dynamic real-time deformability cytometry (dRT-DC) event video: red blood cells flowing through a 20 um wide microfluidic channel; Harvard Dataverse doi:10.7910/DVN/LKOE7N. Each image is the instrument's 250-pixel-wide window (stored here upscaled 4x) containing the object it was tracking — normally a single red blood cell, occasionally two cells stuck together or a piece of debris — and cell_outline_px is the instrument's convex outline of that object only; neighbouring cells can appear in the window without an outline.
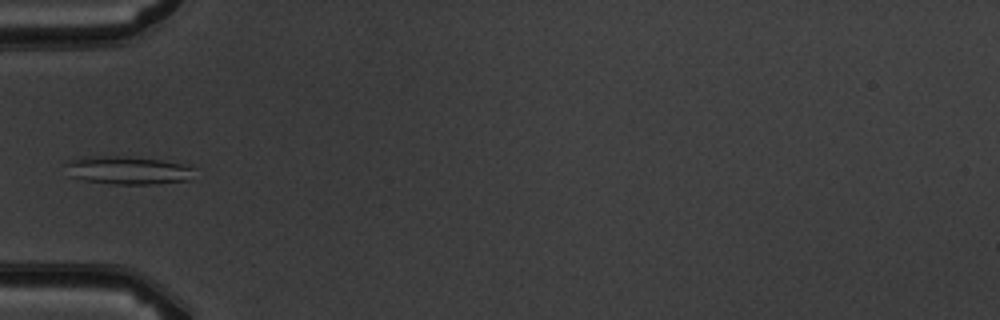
{"species": "common noctule bat (a hibernating species)", "species_latin": "Nyctalus noctula", "temperature_condition": "warm", "stored_images_in_passage": 5, "camera_frame_rate_fps": 3000, "um_per_image_px": 0.085, "animal": {"sex": "male", "body_mass_g": 19.5, "forearm_length_mm": 54.6}, "frame": {"image": 1, "passage_image": 4, "time_ms": 3.667, "image_size_px": [1000, 320], "cell_outline_px": [[196, 168], [192, 180], [156, 184], [112, 184], [84, 180], [72, 176], [64, 160], [84, 156], [120, 156], [160, 160], [180, 164]], "centroid_in_image_um": [10.89, 14.47], "position_along_channel_um": 74.1, "area_um2": 21.15}}